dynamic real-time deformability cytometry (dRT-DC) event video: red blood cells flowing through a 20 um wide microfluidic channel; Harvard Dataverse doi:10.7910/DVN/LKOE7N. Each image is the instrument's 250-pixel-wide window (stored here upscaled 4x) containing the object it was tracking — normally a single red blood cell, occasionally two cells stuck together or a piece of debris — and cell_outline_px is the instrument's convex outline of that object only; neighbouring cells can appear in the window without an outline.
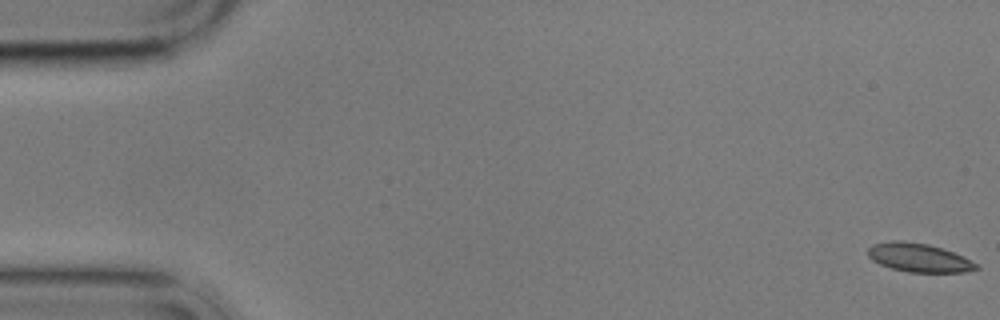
{"species": "common noctule bat (a hibernating species)", "species_latin": "Nyctalus noctula", "temperature_condition": "cold", "stored_images_in_passage": 6, "camera_frame_rate_fps": 3000, "um_per_image_px": 0.085, "animal": {"sex": "male", "body_mass_g": 17.9}, "frame": {"image": 1, "passage_image": 1, "time_ms": 0.0, "image_size_px": [1000, 320], "cell_outline_px": [[980, 268], [964, 272], [908, 272], [892, 268], [880, 264], [872, 260], [868, 256], [868, 248], [872, 244], [892, 240], [900, 240], [928, 244], [964, 256], [976, 264]], "centroid_in_image_um": [78.07, 21.89], "position_along_channel_um": 6.9, "area_um2": 17.98}}
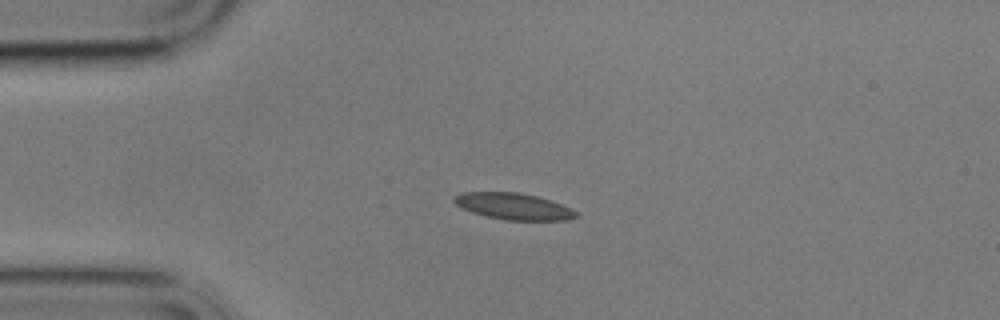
{"frame": {"image": 2, "passage_image": 4, "time_ms": 4.333, "image_size_px": [1000, 320], "cell_outline_px": [[580, 216], [568, 220], [504, 220], [472, 212], [460, 208], [452, 200], [456, 196], [464, 192], [520, 192], [552, 200], [572, 208]], "centroid_in_image_um": [43.69, 17.54], "position_along_channel_um": 41.3, "area_um2": 18.9}}